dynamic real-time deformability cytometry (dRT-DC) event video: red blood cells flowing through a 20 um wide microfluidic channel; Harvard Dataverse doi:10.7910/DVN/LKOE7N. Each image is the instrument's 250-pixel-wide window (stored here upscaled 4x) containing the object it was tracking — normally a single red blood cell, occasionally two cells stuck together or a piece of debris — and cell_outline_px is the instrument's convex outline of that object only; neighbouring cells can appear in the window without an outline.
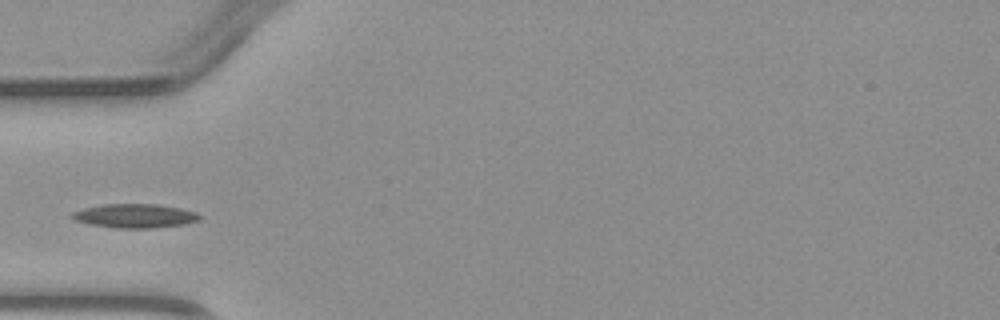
{"species": "common noctule bat (a hibernating species)", "species_latin": "Nyctalus noctula", "temperature_condition": "warm", "stored_images_in_passage": 3, "camera_frame_rate_fps": 3000, "um_per_image_px": 0.085, "animal": {"sex": "male", "body_mass_g": 23.1, "forearm_length_mm": 52.7}, "frame": {"image": 1, "passage_image": 3, "time_ms": 2.333, "image_size_px": [1000, 320], "cell_outline_px": [[204, 216], [200, 220], [184, 224], [152, 228], [116, 228], [92, 224], [76, 220], [68, 216], [72, 212], [84, 208], [104, 204], [160, 204], [180, 208], [196, 212]], "centroid_in_image_um": [11.51, 18.34], "position_along_channel_um": 73.5, "area_um2": 17.86}}